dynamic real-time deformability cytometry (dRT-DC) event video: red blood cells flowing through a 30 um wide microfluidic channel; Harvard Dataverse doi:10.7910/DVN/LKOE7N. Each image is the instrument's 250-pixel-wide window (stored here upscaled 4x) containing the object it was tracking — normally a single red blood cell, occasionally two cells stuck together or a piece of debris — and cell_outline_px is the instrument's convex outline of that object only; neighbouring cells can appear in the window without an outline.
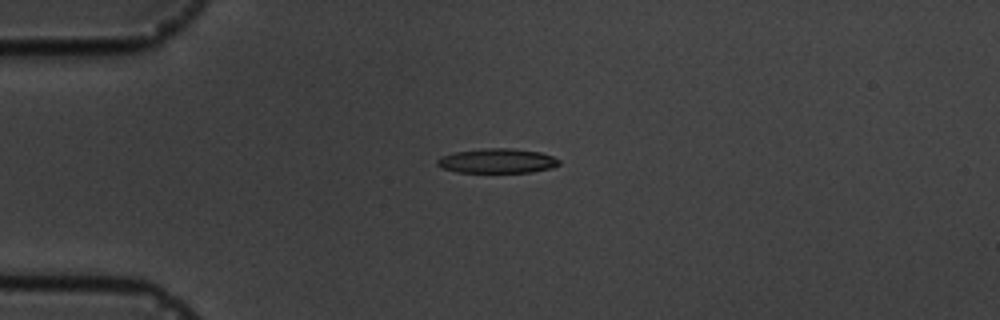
{"species": "common noctule bat (a hibernating species)", "species_latin": "Nyctalus noctula", "temperature_condition": "cold", "stored_images_in_passage": 8, "camera_frame_rate_fps": 3000, "um_per_image_px": 0.085, "animal": {"sex": "male", "body_mass_g": 19.5, "forearm_length_mm": 54.6}, "frame": {"image": 1, "passage_image": 5, "time_ms": 4.333, "image_size_px": [1000, 320], "cell_outline_px": [[560, 164], [552, 168], [532, 172], [456, 172], [440, 168], [436, 164], [436, 160], [440, 156], [456, 152], [488, 148], [512, 148], [540, 152], [552, 156], [560, 160]], "centroid_in_image_um": [42.25, 13.68], "position_along_channel_um": 42.7, "area_um2": 17.51}}
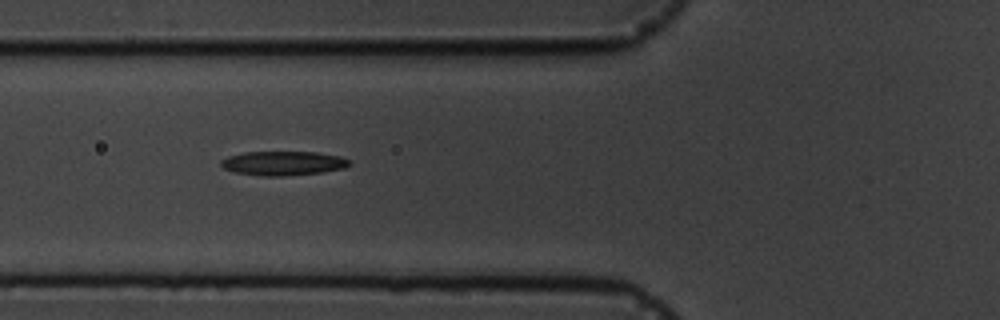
{"frame": {"image": 2, "passage_image": 7, "time_ms": 6.667, "image_size_px": [1000, 320], "cell_outline_px": [[352, 164], [344, 168], [324, 172], [284, 176], [264, 176], [232, 172], [224, 168], [220, 164], [220, 160], [228, 156], [244, 152], [316, 152], [340, 156], [348, 160]], "centroid_in_image_um": [24.05, 13.88], "position_along_channel_um": 101.7, "area_um2": 18.21}}
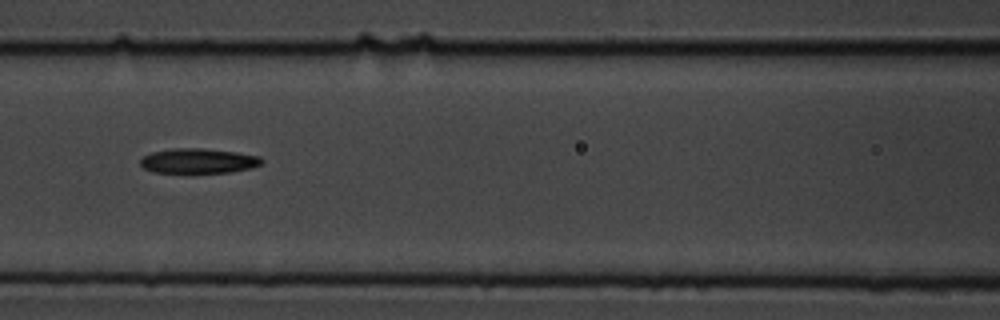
{"frame": {"image": 3, "passage_image": 8, "time_ms": 8.0, "image_size_px": [1000, 320], "cell_outline_px": [[264, 160], [260, 164], [248, 168], [228, 172], [152, 172], [144, 168], [140, 164], [140, 160], [144, 156], [152, 152], [172, 148], [204, 148], [236, 152], [260, 156]], "centroid_in_image_um": [16.84, 13.66], "position_along_channel_um": 149.8, "area_um2": 17.4}}